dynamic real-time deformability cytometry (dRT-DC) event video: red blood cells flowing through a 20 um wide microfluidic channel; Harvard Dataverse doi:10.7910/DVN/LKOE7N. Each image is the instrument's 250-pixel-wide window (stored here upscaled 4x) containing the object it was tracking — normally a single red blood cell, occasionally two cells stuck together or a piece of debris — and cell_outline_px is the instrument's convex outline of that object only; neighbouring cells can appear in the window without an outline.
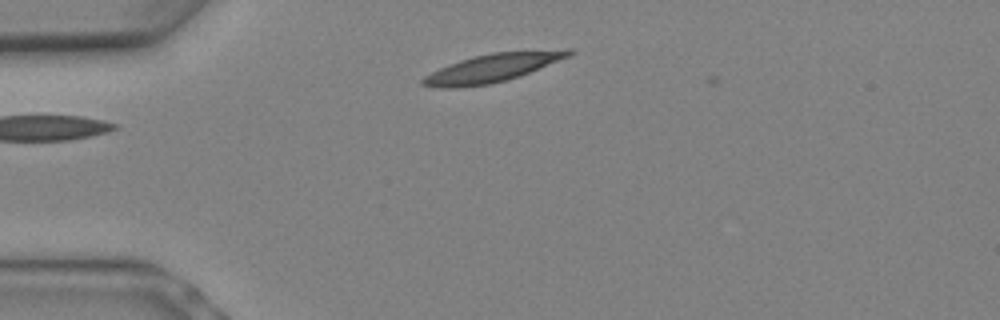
{"species": "Egyptian fruit bat (a non-hibernating species)", "species_latin": "Rousettus aegyptiacus", "temperature_condition": "warm", "stored_images_in_passage": 3, "camera_frame_rate_fps": 3000, "um_per_image_px": 0.085, "animal": {"sex": "female"}, "frame": {"image": 1, "passage_image": 3, "time_ms": 0.667, "image_size_px": [1000, 320], "cell_outline_px": [[564, 52], [560, 56], [524, 72], [512, 76], [496, 80], [476, 84], [432, 84], [516, 52]], "centroid_in_image_um": [42.67, 5.78], "position_along_channel_um": 42.3, "area_um2": 12.89}}